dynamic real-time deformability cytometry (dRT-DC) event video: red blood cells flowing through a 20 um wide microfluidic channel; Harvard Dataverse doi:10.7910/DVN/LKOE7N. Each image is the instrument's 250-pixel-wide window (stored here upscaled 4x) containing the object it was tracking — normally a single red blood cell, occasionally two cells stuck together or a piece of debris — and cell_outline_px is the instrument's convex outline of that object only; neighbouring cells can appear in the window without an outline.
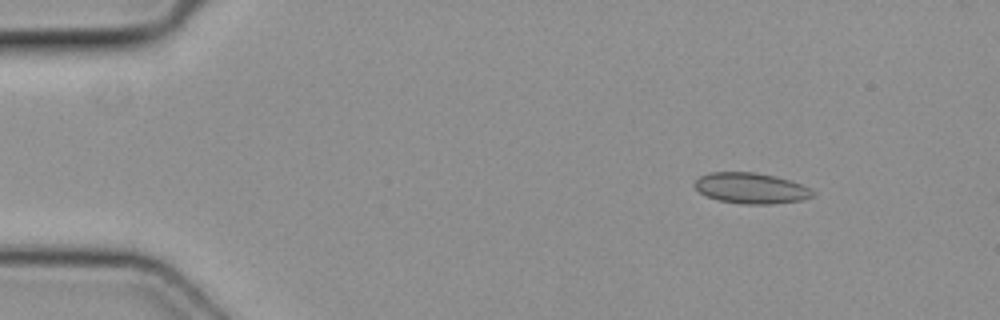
{"species": "common noctule bat (a hibernating species)", "species_latin": "Nyctalus noctula", "temperature_condition": "cold", "stored_images_in_passage": 3, "camera_frame_rate_fps": 3000, "um_per_image_px": 0.085, "animal": {"sex": "female", "body_mass_g": 19.3, "forearm_length_mm": 54.1}, "frame": {"image": 1, "passage_image": 1, "time_ms": 0.0, "image_size_px": [1000, 320], "cell_outline_px": [[816, 196], [804, 200], [768, 204], [744, 204], [720, 200], [708, 196], [700, 192], [692, 184], [700, 176], [708, 172], [756, 172], [776, 176], [800, 184], [816, 192]], "centroid_in_image_um": [63.85, 15.99], "position_along_channel_um": 21.1, "area_um2": 21.15}}